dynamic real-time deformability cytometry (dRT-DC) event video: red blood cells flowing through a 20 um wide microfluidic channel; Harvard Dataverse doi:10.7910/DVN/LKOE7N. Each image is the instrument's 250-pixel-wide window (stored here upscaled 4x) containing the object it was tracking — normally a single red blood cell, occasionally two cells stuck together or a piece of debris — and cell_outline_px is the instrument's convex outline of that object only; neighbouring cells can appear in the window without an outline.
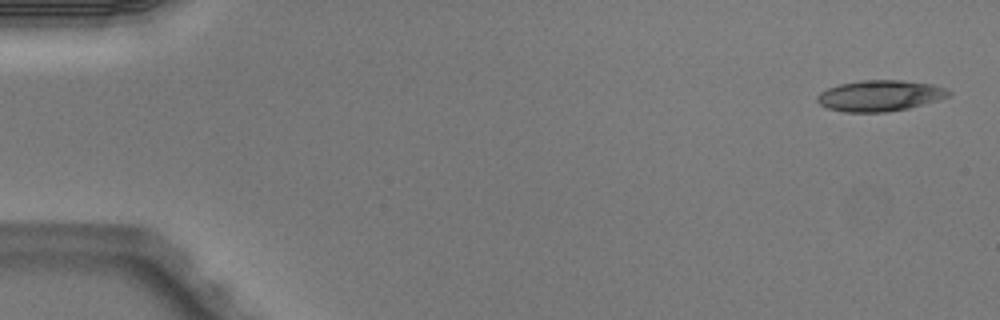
{"species": "Egyptian fruit bat (a non-hibernating species)", "species_latin": "Rousettus aegyptiacus", "temperature_condition": "warm", "stored_images_in_passage": 4, "camera_frame_rate_fps": 3000, "um_per_image_px": 0.085, "animal": {"sex": "male"}, "frame": {"image": 1, "passage_image": 1, "time_ms": 0.0, "image_size_px": [1000, 320], "cell_outline_px": [[952, 96], [908, 108], [884, 112], [844, 112], [828, 108], [820, 104], [816, 100], [816, 96], [820, 92], [828, 88], [840, 84], [860, 80], [904, 80], [932, 84], [944, 88], [952, 92]], "centroid_in_image_um": [74.79, 8.13], "position_along_channel_um": 10.2, "area_um2": 23.76}}
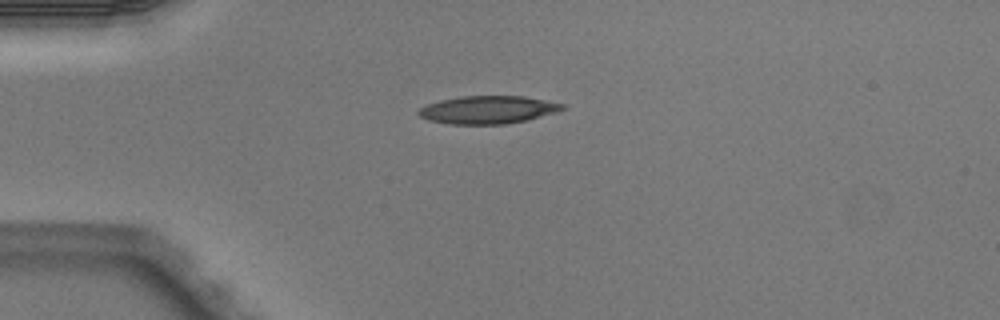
{"frame": {"image": 2, "passage_image": 4, "time_ms": 1.0, "image_size_px": [1000, 320], "cell_outline_px": [[564, 108], [556, 112], [524, 120], [504, 124], [448, 124], [428, 120], [420, 116], [416, 112], [420, 108], [428, 104], [440, 100], [460, 96], [524, 96], [564, 104]], "centroid_in_image_um": [41.42, 9.33], "position_along_channel_um": 43.6, "area_um2": 23.12}}